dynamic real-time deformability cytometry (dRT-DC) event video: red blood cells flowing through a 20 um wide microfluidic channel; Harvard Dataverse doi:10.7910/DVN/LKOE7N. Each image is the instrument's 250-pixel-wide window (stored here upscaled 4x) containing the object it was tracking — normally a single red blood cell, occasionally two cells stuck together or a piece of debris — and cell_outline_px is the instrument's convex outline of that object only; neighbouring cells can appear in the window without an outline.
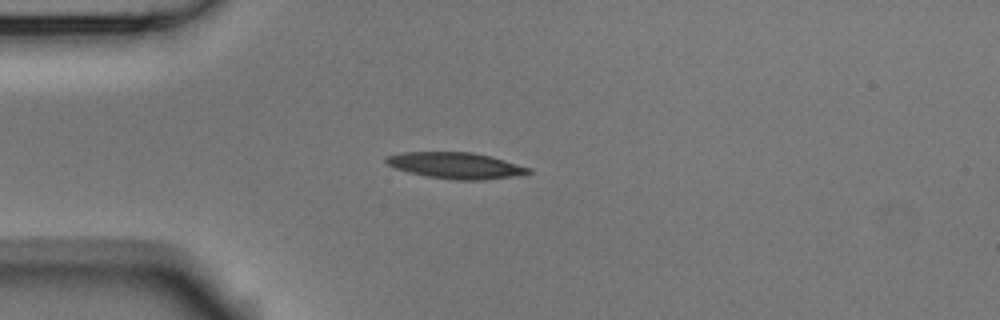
{"species": "Egyptian fruit bat (a non-hibernating species)", "species_latin": "Rousettus aegyptiacus", "temperature_condition": "room temperature", "stored_images_in_passage": 41, "camera_frame_rate_fps": 3000, "um_per_image_px": 0.085, "animal": {"sex": "male"}, "frame": {"image": 1, "passage_image": 1, "time_ms": 0.0, "image_size_px": [1000, 320], "cell_outline_px": [[532, 172], [512, 176], [484, 180], [452, 180], [428, 176], [408, 172], [396, 168], [388, 164], [384, 160], [384, 156], [404, 152], [472, 152], [504, 160], [532, 168]], "centroid_in_image_um": [38.72, 14.07], "position_along_channel_um": 46.3, "area_um2": 21.62}}
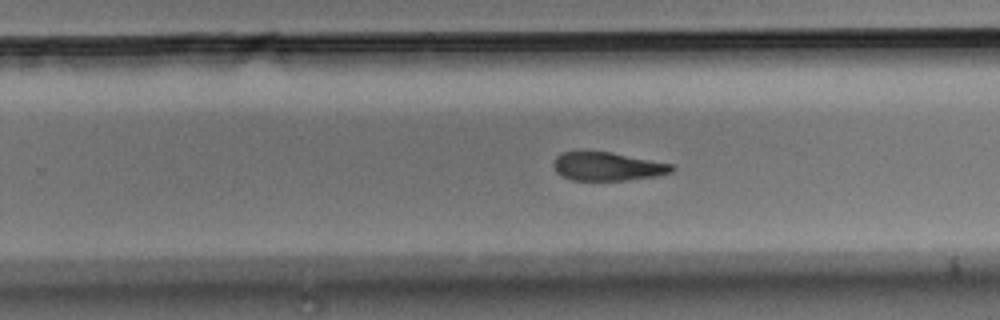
{"frame": {"image": 2, "passage_image": 21, "time_ms": 6.667, "image_size_px": [1000, 320], "cell_outline_px": [[676, 168], [672, 172], [656, 176], [624, 180], [572, 180], [556, 172], [552, 164], [556, 156], [564, 152], [612, 152], [672, 164]], "centroid_in_image_um": [51.65, 14.15], "position_along_channel_um": 278.2, "area_um2": 19.48}}
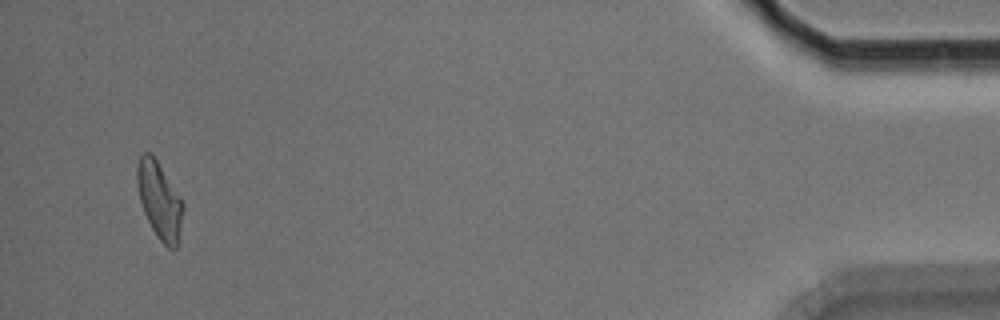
{"frame": {"image": 3, "passage_image": 39, "time_ms": 12.667, "image_size_px": [1000, 320], "cell_outline_px": [[184, 212], [176, 248], [168, 248], [156, 236], [144, 212], [140, 200], [136, 180], [136, 168], [140, 156], [144, 152], [148, 152], [156, 160], [180, 196], [184, 204]], "centroid_in_image_um": [13.56, 17.04], "position_along_channel_um": 421.6, "area_um2": 20.29}, "authors_computed_cell_mechanics": {"area_um2": 21.097, "velocity_mm_per_s": 3.6997, "shape_relaxation_time_tau1_ms": null, "shape_relaxation_time_tau2_ms": 5.826, "deformation_change_tau1": null, "deformation_change_tau2": 0.1587}}